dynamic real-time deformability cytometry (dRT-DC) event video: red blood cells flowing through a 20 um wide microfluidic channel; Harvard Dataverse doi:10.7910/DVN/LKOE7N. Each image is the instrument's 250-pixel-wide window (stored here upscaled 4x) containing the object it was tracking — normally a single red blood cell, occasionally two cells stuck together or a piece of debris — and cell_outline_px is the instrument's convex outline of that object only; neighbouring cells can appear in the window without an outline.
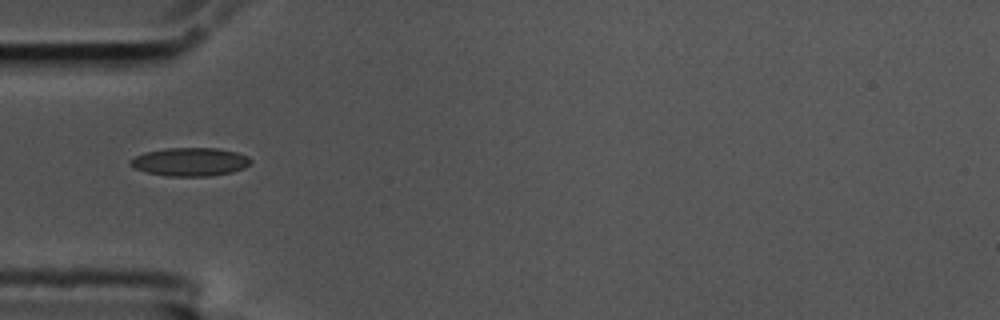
{"species": "common noctule bat (a hibernating species)", "species_latin": "Nyctalus noctula", "temperature_condition": "cold", "stored_images_in_passage": 32, "camera_frame_rate_fps": 3000, "um_per_image_px": 0.085, "animal": {"sex": "male", "body_mass_g": 17.5, "forearm_length_mm": 52.3}, "frame": {"image": 1, "passage_image": 1, "time_ms": 0.0, "image_size_px": [1000, 320], "cell_outline_px": [[252, 164], [244, 168], [232, 172], [208, 176], [168, 176], [148, 172], [132, 168], [128, 164], [128, 160], [144, 152], [164, 148], [216, 148], [236, 152], [248, 156], [252, 160]], "centroid_in_image_um": [16.14, 13.75], "position_along_channel_um": 68.9, "area_um2": 20.06}}
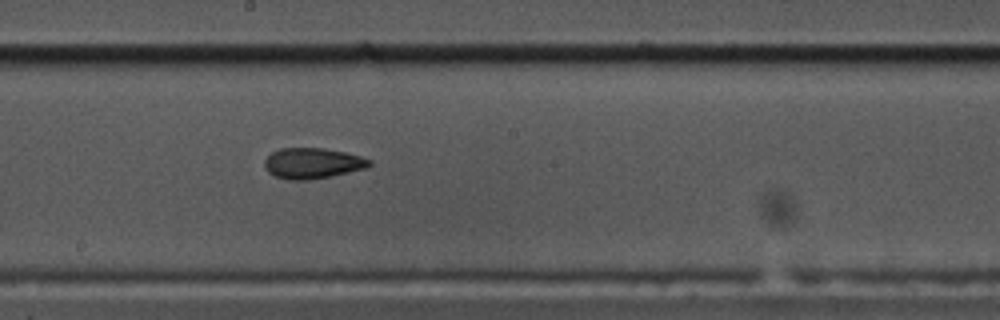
{"frame": {"image": 2, "passage_image": 14, "time_ms": 4.333, "image_size_px": [1000, 320], "cell_outline_px": [[372, 164], [364, 168], [332, 176], [308, 180], [288, 180], [276, 176], [268, 172], [264, 168], [264, 160], [272, 152], [280, 148], [324, 148], [344, 152], [360, 156], [372, 160]], "centroid_in_image_um": [26.54, 13.87], "position_along_channel_um": 221.7, "area_um2": 18.73}}
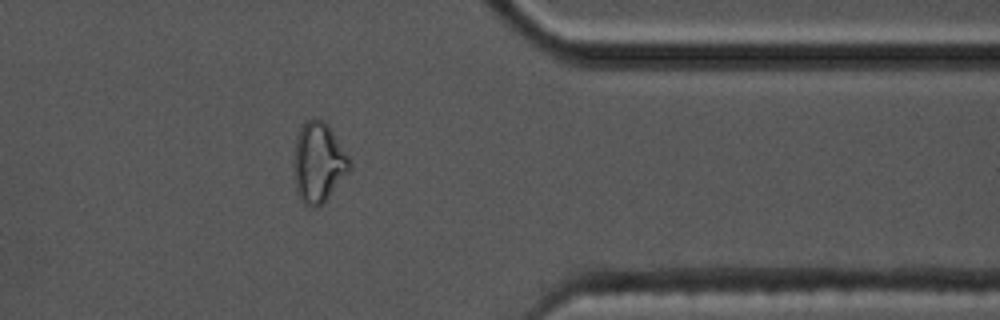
{"frame": {"image": 3, "passage_image": 29, "time_ms": 9.333, "image_size_px": [1000, 320], "cell_outline_px": [[352, 168], [324, 204], [320, 208], [312, 208], [304, 204], [300, 200], [296, 188], [292, 164], [292, 160], [296, 136], [304, 120], [312, 116], [324, 120], [328, 124], [348, 156], [352, 164]], "centroid_in_image_um": [27.05, 13.81], "position_along_channel_um": 384.4, "area_um2": 26.93}, "authors_computed_cell_mechanics": {"area_um2": 18.6405, "velocity_mm_per_s": 3.5269, "shape_relaxation_time_tau1_ms": null, "shape_relaxation_time_tau2_ms": 4.1805, "deformation_change_tau1": null, "deformation_change_tau2": 0.1103}}